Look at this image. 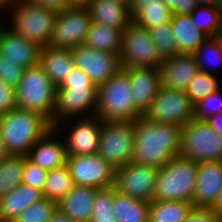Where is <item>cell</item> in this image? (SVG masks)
<instances>
[{"label":"cell","instance_id":"obj_1","mask_svg":"<svg viewBox=\"0 0 222 222\" xmlns=\"http://www.w3.org/2000/svg\"><path fill=\"white\" fill-rule=\"evenodd\" d=\"M181 130L182 127L177 125L157 123L140 116L134 121L135 145L132 161L163 167L179 156Z\"/></svg>","mask_w":222,"mask_h":222},{"label":"cell","instance_id":"obj_2","mask_svg":"<svg viewBox=\"0 0 222 222\" xmlns=\"http://www.w3.org/2000/svg\"><path fill=\"white\" fill-rule=\"evenodd\" d=\"M53 127L42 114L18 107L0 115V136L9 155L27 156Z\"/></svg>","mask_w":222,"mask_h":222},{"label":"cell","instance_id":"obj_3","mask_svg":"<svg viewBox=\"0 0 222 222\" xmlns=\"http://www.w3.org/2000/svg\"><path fill=\"white\" fill-rule=\"evenodd\" d=\"M95 115L103 121L130 122L142 116L135 109L129 75L123 68L98 86Z\"/></svg>","mask_w":222,"mask_h":222},{"label":"cell","instance_id":"obj_4","mask_svg":"<svg viewBox=\"0 0 222 222\" xmlns=\"http://www.w3.org/2000/svg\"><path fill=\"white\" fill-rule=\"evenodd\" d=\"M197 166L194 160L176 156L159 168L153 200L192 202Z\"/></svg>","mask_w":222,"mask_h":222},{"label":"cell","instance_id":"obj_5","mask_svg":"<svg viewBox=\"0 0 222 222\" xmlns=\"http://www.w3.org/2000/svg\"><path fill=\"white\" fill-rule=\"evenodd\" d=\"M17 107L42 114L52 120L55 107L56 86L38 64L25 69L15 87Z\"/></svg>","mask_w":222,"mask_h":222},{"label":"cell","instance_id":"obj_6","mask_svg":"<svg viewBox=\"0 0 222 222\" xmlns=\"http://www.w3.org/2000/svg\"><path fill=\"white\" fill-rule=\"evenodd\" d=\"M8 7L13 8L10 13L12 26L9 29L40 48L49 45L56 12L28 0H14Z\"/></svg>","mask_w":222,"mask_h":222},{"label":"cell","instance_id":"obj_7","mask_svg":"<svg viewBox=\"0 0 222 222\" xmlns=\"http://www.w3.org/2000/svg\"><path fill=\"white\" fill-rule=\"evenodd\" d=\"M179 156L197 163L222 161V134L205 121L192 119L182 127Z\"/></svg>","mask_w":222,"mask_h":222},{"label":"cell","instance_id":"obj_8","mask_svg":"<svg viewBox=\"0 0 222 222\" xmlns=\"http://www.w3.org/2000/svg\"><path fill=\"white\" fill-rule=\"evenodd\" d=\"M134 145V122H102L97 154L115 169L132 161Z\"/></svg>","mask_w":222,"mask_h":222},{"label":"cell","instance_id":"obj_9","mask_svg":"<svg viewBox=\"0 0 222 222\" xmlns=\"http://www.w3.org/2000/svg\"><path fill=\"white\" fill-rule=\"evenodd\" d=\"M163 60L149 31L131 22L122 35V48L119 55L121 68H159Z\"/></svg>","mask_w":222,"mask_h":222},{"label":"cell","instance_id":"obj_10","mask_svg":"<svg viewBox=\"0 0 222 222\" xmlns=\"http://www.w3.org/2000/svg\"><path fill=\"white\" fill-rule=\"evenodd\" d=\"M91 23L86 6L71 5L56 14L49 46L73 49L84 44Z\"/></svg>","mask_w":222,"mask_h":222},{"label":"cell","instance_id":"obj_11","mask_svg":"<svg viewBox=\"0 0 222 222\" xmlns=\"http://www.w3.org/2000/svg\"><path fill=\"white\" fill-rule=\"evenodd\" d=\"M144 116L153 122L183 127L194 119V105L185 91L161 86Z\"/></svg>","mask_w":222,"mask_h":222},{"label":"cell","instance_id":"obj_12","mask_svg":"<svg viewBox=\"0 0 222 222\" xmlns=\"http://www.w3.org/2000/svg\"><path fill=\"white\" fill-rule=\"evenodd\" d=\"M158 173L157 167L130 161L116 168L113 187L121 194L150 203L154 198Z\"/></svg>","mask_w":222,"mask_h":222},{"label":"cell","instance_id":"obj_13","mask_svg":"<svg viewBox=\"0 0 222 222\" xmlns=\"http://www.w3.org/2000/svg\"><path fill=\"white\" fill-rule=\"evenodd\" d=\"M74 185L97 189L112 187L116 169L98 154L67 156Z\"/></svg>","mask_w":222,"mask_h":222},{"label":"cell","instance_id":"obj_14","mask_svg":"<svg viewBox=\"0 0 222 222\" xmlns=\"http://www.w3.org/2000/svg\"><path fill=\"white\" fill-rule=\"evenodd\" d=\"M97 96L98 87L56 88L54 114L50 124L57 130L59 124L65 121L63 118L95 115ZM88 110L92 112L91 115L85 114Z\"/></svg>","mask_w":222,"mask_h":222},{"label":"cell","instance_id":"obj_15","mask_svg":"<svg viewBox=\"0 0 222 222\" xmlns=\"http://www.w3.org/2000/svg\"><path fill=\"white\" fill-rule=\"evenodd\" d=\"M70 50L75 67L81 69L97 87L121 69L118 54L89 48L84 44Z\"/></svg>","mask_w":222,"mask_h":222},{"label":"cell","instance_id":"obj_16","mask_svg":"<svg viewBox=\"0 0 222 222\" xmlns=\"http://www.w3.org/2000/svg\"><path fill=\"white\" fill-rule=\"evenodd\" d=\"M123 69L129 75L135 109L144 116L161 87L159 68L127 67Z\"/></svg>","mask_w":222,"mask_h":222},{"label":"cell","instance_id":"obj_17","mask_svg":"<svg viewBox=\"0 0 222 222\" xmlns=\"http://www.w3.org/2000/svg\"><path fill=\"white\" fill-rule=\"evenodd\" d=\"M79 119L74 127L72 126L67 142L65 141L67 155L97 154L103 120L96 115Z\"/></svg>","mask_w":222,"mask_h":222},{"label":"cell","instance_id":"obj_18","mask_svg":"<svg viewBox=\"0 0 222 222\" xmlns=\"http://www.w3.org/2000/svg\"><path fill=\"white\" fill-rule=\"evenodd\" d=\"M222 190V161L199 162L194 188V207H213Z\"/></svg>","mask_w":222,"mask_h":222},{"label":"cell","instance_id":"obj_19","mask_svg":"<svg viewBox=\"0 0 222 222\" xmlns=\"http://www.w3.org/2000/svg\"><path fill=\"white\" fill-rule=\"evenodd\" d=\"M161 86L185 91L191 80L200 72L193 54L178 53L165 58L160 67Z\"/></svg>","mask_w":222,"mask_h":222},{"label":"cell","instance_id":"obj_20","mask_svg":"<svg viewBox=\"0 0 222 222\" xmlns=\"http://www.w3.org/2000/svg\"><path fill=\"white\" fill-rule=\"evenodd\" d=\"M40 47L0 24V52L24 68L39 64Z\"/></svg>","mask_w":222,"mask_h":222},{"label":"cell","instance_id":"obj_21","mask_svg":"<svg viewBox=\"0 0 222 222\" xmlns=\"http://www.w3.org/2000/svg\"><path fill=\"white\" fill-rule=\"evenodd\" d=\"M54 127L39 139L27 154V158L47 171L61 167L66 164L67 150L65 142L54 140Z\"/></svg>","mask_w":222,"mask_h":222},{"label":"cell","instance_id":"obj_22","mask_svg":"<svg viewBox=\"0 0 222 222\" xmlns=\"http://www.w3.org/2000/svg\"><path fill=\"white\" fill-rule=\"evenodd\" d=\"M98 190L95 187L74 185L57 203V208L73 222H89Z\"/></svg>","mask_w":222,"mask_h":222},{"label":"cell","instance_id":"obj_23","mask_svg":"<svg viewBox=\"0 0 222 222\" xmlns=\"http://www.w3.org/2000/svg\"><path fill=\"white\" fill-rule=\"evenodd\" d=\"M39 65L56 87L76 68L70 49L49 45L40 49Z\"/></svg>","mask_w":222,"mask_h":222},{"label":"cell","instance_id":"obj_24","mask_svg":"<svg viewBox=\"0 0 222 222\" xmlns=\"http://www.w3.org/2000/svg\"><path fill=\"white\" fill-rule=\"evenodd\" d=\"M128 11L132 22L147 30L170 23L173 16L164 0H130Z\"/></svg>","mask_w":222,"mask_h":222},{"label":"cell","instance_id":"obj_25","mask_svg":"<svg viewBox=\"0 0 222 222\" xmlns=\"http://www.w3.org/2000/svg\"><path fill=\"white\" fill-rule=\"evenodd\" d=\"M42 198H44L42 190L19 184L0 198V221L13 222L26 207Z\"/></svg>","mask_w":222,"mask_h":222},{"label":"cell","instance_id":"obj_26","mask_svg":"<svg viewBox=\"0 0 222 222\" xmlns=\"http://www.w3.org/2000/svg\"><path fill=\"white\" fill-rule=\"evenodd\" d=\"M92 22L102 23L122 31L132 22L128 8L112 0H90L86 5Z\"/></svg>","mask_w":222,"mask_h":222},{"label":"cell","instance_id":"obj_27","mask_svg":"<svg viewBox=\"0 0 222 222\" xmlns=\"http://www.w3.org/2000/svg\"><path fill=\"white\" fill-rule=\"evenodd\" d=\"M170 26L178 53L193 54L208 38L195 27L190 15H173Z\"/></svg>","mask_w":222,"mask_h":222},{"label":"cell","instance_id":"obj_28","mask_svg":"<svg viewBox=\"0 0 222 222\" xmlns=\"http://www.w3.org/2000/svg\"><path fill=\"white\" fill-rule=\"evenodd\" d=\"M123 31L102 23L92 22L84 45L96 50L120 55Z\"/></svg>","mask_w":222,"mask_h":222},{"label":"cell","instance_id":"obj_29","mask_svg":"<svg viewBox=\"0 0 222 222\" xmlns=\"http://www.w3.org/2000/svg\"><path fill=\"white\" fill-rule=\"evenodd\" d=\"M149 202L121 194L114 188L113 210L117 222H148Z\"/></svg>","mask_w":222,"mask_h":222},{"label":"cell","instance_id":"obj_30","mask_svg":"<svg viewBox=\"0 0 222 222\" xmlns=\"http://www.w3.org/2000/svg\"><path fill=\"white\" fill-rule=\"evenodd\" d=\"M193 208V202L153 200L148 222H184Z\"/></svg>","mask_w":222,"mask_h":222},{"label":"cell","instance_id":"obj_31","mask_svg":"<svg viewBox=\"0 0 222 222\" xmlns=\"http://www.w3.org/2000/svg\"><path fill=\"white\" fill-rule=\"evenodd\" d=\"M74 183L68 166L47 171L46 181L43 188V196L59 203L61 199L73 188Z\"/></svg>","mask_w":222,"mask_h":222},{"label":"cell","instance_id":"obj_32","mask_svg":"<svg viewBox=\"0 0 222 222\" xmlns=\"http://www.w3.org/2000/svg\"><path fill=\"white\" fill-rule=\"evenodd\" d=\"M25 156L8 155L0 161V198L22 183Z\"/></svg>","mask_w":222,"mask_h":222},{"label":"cell","instance_id":"obj_33","mask_svg":"<svg viewBox=\"0 0 222 222\" xmlns=\"http://www.w3.org/2000/svg\"><path fill=\"white\" fill-rule=\"evenodd\" d=\"M190 17L195 27L208 38L218 37L222 33V13L219 6H198Z\"/></svg>","mask_w":222,"mask_h":222},{"label":"cell","instance_id":"obj_34","mask_svg":"<svg viewBox=\"0 0 222 222\" xmlns=\"http://www.w3.org/2000/svg\"><path fill=\"white\" fill-rule=\"evenodd\" d=\"M193 56L195 57L200 72H205L210 74L211 72L208 69L209 68L208 66H210V64H216V66L222 64V42L220 38L219 37L207 38L194 51Z\"/></svg>","mask_w":222,"mask_h":222},{"label":"cell","instance_id":"obj_35","mask_svg":"<svg viewBox=\"0 0 222 222\" xmlns=\"http://www.w3.org/2000/svg\"><path fill=\"white\" fill-rule=\"evenodd\" d=\"M219 89V81L213 73L199 72L188 84L185 93L190 99V102L195 105L197 102Z\"/></svg>","mask_w":222,"mask_h":222},{"label":"cell","instance_id":"obj_36","mask_svg":"<svg viewBox=\"0 0 222 222\" xmlns=\"http://www.w3.org/2000/svg\"><path fill=\"white\" fill-rule=\"evenodd\" d=\"M114 187L99 189L95 195L89 222H117L113 210Z\"/></svg>","mask_w":222,"mask_h":222},{"label":"cell","instance_id":"obj_37","mask_svg":"<svg viewBox=\"0 0 222 222\" xmlns=\"http://www.w3.org/2000/svg\"><path fill=\"white\" fill-rule=\"evenodd\" d=\"M57 209V203L47 198L26 207L13 222H48Z\"/></svg>","mask_w":222,"mask_h":222},{"label":"cell","instance_id":"obj_38","mask_svg":"<svg viewBox=\"0 0 222 222\" xmlns=\"http://www.w3.org/2000/svg\"><path fill=\"white\" fill-rule=\"evenodd\" d=\"M148 31L163 59L178 54L170 23H163L157 27L148 29Z\"/></svg>","mask_w":222,"mask_h":222},{"label":"cell","instance_id":"obj_39","mask_svg":"<svg viewBox=\"0 0 222 222\" xmlns=\"http://www.w3.org/2000/svg\"><path fill=\"white\" fill-rule=\"evenodd\" d=\"M221 89L211 93L194 105V119L205 121L209 117L222 112Z\"/></svg>","mask_w":222,"mask_h":222},{"label":"cell","instance_id":"obj_40","mask_svg":"<svg viewBox=\"0 0 222 222\" xmlns=\"http://www.w3.org/2000/svg\"><path fill=\"white\" fill-rule=\"evenodd\" d=\"M22 173V184L43 191L44 184L46 181L47 170L40 168L38 165L30 161L27 156H25V162Z\"/></svg>","mask_w":222,"mask_h":222},{"label":"cell","instance_id":"obj_41","mask_svg":"<svg viewBox=\"0 0 222 222\" xmlns=\"http://www.w3.org/2000/svg\"><path fill=\"white\" fill-rule=\"evenodd\" d=\"M26 68L17 64L16 61L6 59L0 52V79L12 87H16L23 77Z\"/></svg>","mask_w":222,"mask_h":222},{"label":"cell","instance_id":"obj_42","mask_svg":"<svg viewBox=\"0 0 222 222\" xmlns=\"http://www.w3.org/2000/svg\"><path fill=\"white\" fill-rule=\"evenodd\" d=\"M16 107L15 88L0 79V115Z\"/></svg>","mask_w":222,"mask_h":222},{"label":"cell","instance_id":"obj_43","mask_svg":"<svg viewBox=\"0 0 222 222\" xmlns=\"http://www.w3.org/2000/svg\"><path fill=\"white\" fill-rule=\"evenodd\" d=\"M73 87H97L93 84L89 77L78 68L73 69V71L67 76L64 81L56 88H73Z\"/></svg>","mask_w":222,"mask_h":222},{"label":"cell","instance_id":"obj_44","mask_svg":"<svg viewBox=\"0 0 222 222\" xmlns=\"http://www.w3.org/2000/svg\"><path fill=\"white\" fill-rule=\"evenodd\" d=\"M184 222H220V214L211 207H194Z\"/></svg>","mask_w":222,"mask_h":222},{"label":"cell","instance_id":"obj_45","mask_svg":"<svg viewBox=\"0 0 222 222\" xmlns=\"http://www.w3.org/2000/svg\"><path fill=\"white\" fill-rule=\"evenodd\" d=\"M173 15H190L198 4L195 0H164Z\"/></svg>","mask_w":222,"mask_h":222},{"label":"cell","instance_id":"obj_46","mask_svg":"<svg viewBox=\"0 0 222 222\" xmlns=\"http://www.w3.org/2000/svg\"><path fill=\"white\" fill-rule=\"evenodd\" d=\"M35 5L45 7L46 9L52 10L56 13L70 7L68 0H28Z\"/></svg>","mask_w":222,"mask_h":222},{"label":"cell","instance_id":"obj_47","mask_svg":"<svg viewBox=\"0 0 222 222\" xmlns=\"http://www.w3.org/2000/svg\"><path fill=\"white\" fill-rule=\"evenodd\" d=\"M205 122L218 134H222V112L217 113L208 119Z\"/></svg>","mask_w":222,"mask_h":222},{"label":"cell","instance_id":"obj_48","mask_svg":"<svg viewBox=\"0 0 222 222\" xmlns=\"http://www.w3.org/2000/svg\"><path fill=\"white\" fill-rule=\"evenodd\" d=\"M48 222H73L66 214H63L58 208L52 214Z\"/></svg>","mask_w":222,"mask_h":222},{"label":"cell","instance_id":"obj_49","mask_svg":"<svg viewBox=\"0 0 222 222\" xmlns=\"http://www.w3.org/2000/svg\"><path fill=\"white\" fill-rule=\"evenodd\" d=\"M198 6H219L220 0H195Z\"/></svg>","mask_w":222,"mask_h":222},{"label":"cell","instance_id":"obj_50","mask_svg":"<svg viewBox=\"0 0 222 222\" xmlns=\"http://www.w3.org/2000/svg\"><path fill=\"white\" fill-rule=\"evenodd\" d=\"M212 209L218 214L222 212V190L220 192L217 202L214 204Z\"/></svg>","mask_w":222,"mask_h":222},{"label":"cell","instance_id":"obj_51","mask_svg":"<svg viewBox=\"0 0 222 222\" xmlns=\"http://www.w3.org/2000/svg\"><path fill=\"white\" fill-rule=\"evenodd\" d=\"M8 155L9 154L7 153V150L5 149L4 142L2 141L1 136H0V161L3 160Z\"/></svg>","mask_w":222,"mask_h":222},{"label":"cell","instance_id":"obj_52","mask_svg":"<svg viewBox=\"0 0 222 222\" xmlns=\"http://www.w3.org/2000/svg\"><path fill=\"white\" fill-rule=\"evenodd\" d=\"M70 5H81L86 6L90 0H68Z\"/></svg>","mask_w":222,"mask_h":222},{"label":"cell","instance_id":"obj_53","mask_svg":"<svg viewBox=\"0 0 222 222\" xmlns=\"http://www.w3.org/2000/svg\"><path fill=\"white\" fill-rule=\"evenodd\" d=\"M14 0H0V10L7 8Z\"/></svg>","mask_w":222,"mask_h":222},{"label":"cell","instance_id":"obj_54","mask_svg":"<svg viewBox=\"0 0 222 222\" xmlns=\"http://www.w3.org/2000/svg\"><path fill=\"white\" fill-rule=\"evenodd\" d=\"M113 2H116L118 4H121L122 6H125L128 8L130 0H112Z\"/></svg>","mask_w":222,"mask_h":222},{"label":"cell","instance_id":"obj_55","mask_svg":"<svg viewBox=\"0 0 222 222\" xmlns=\"http://www.w3.org/2000/svg\"><path fill=\"white\" fill-rule=\"evenodd\" d=\"M219 8H220V11L222 13V0H220Z\"/></svg>","mask_w":222,"mask_h":222},{"label":"cell","instance_id":"obj_56","mask_svg":"<svg viewBox=\"0 0 222 222\" xmlns=\"http://www.w3.org/2000/svg\"><path fill=\"white\" fill-rule=\"evenodd\" d=\"M218 37L220 38V40L222 42V33Z\"/></svg>","mask_w":222,"mask_h":222},{"label":"cell","instance_id":"obj_57","mask_svg":"<svg viewBox=\"0 0 222 222\" xmlns=\"http://www.w3.org/2000/svg\"><path fill=\"white\" fill-rule=\"evenodd\" d=\"M220 222H222V212L220 213Z\"/></svg>","mask_w":222,"mask_h":222}]
</instances>
